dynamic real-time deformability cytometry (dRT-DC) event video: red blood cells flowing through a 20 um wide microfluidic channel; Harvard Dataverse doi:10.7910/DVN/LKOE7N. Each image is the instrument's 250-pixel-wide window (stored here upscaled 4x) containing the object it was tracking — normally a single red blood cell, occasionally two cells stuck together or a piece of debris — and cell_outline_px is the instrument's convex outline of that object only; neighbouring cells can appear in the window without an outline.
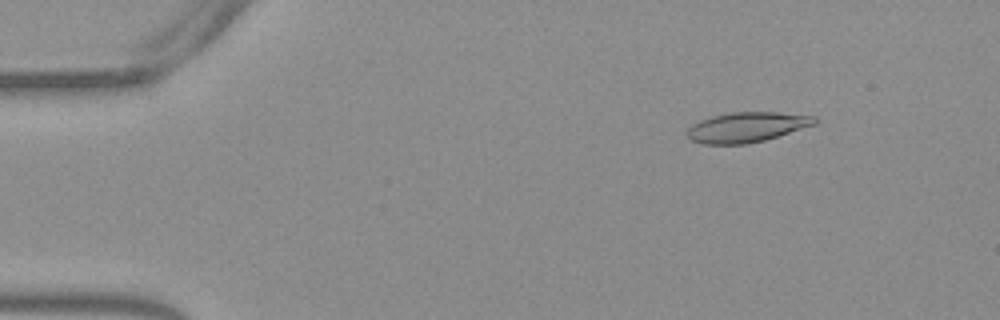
{"species": "Egyptian fruit bat (a non-hibernating species)", "species_latin": "Rousettus aegyptiacus", "temperature_condition": "warm", "stored_images_in_passage": 53, "camera_frame_rate_fps": 3000, "um_per_image_px": 0.085, "frame": {"image": 1, "passage_image": 7, "time_ms": 2.0, "image_size_px": [1000, 320], "cell_outline_px": [[820, 120], [816, 124], [764, 140], [744, 144], [704, 144], [692, 140], [688, 136], [688, 128], [692, 124], [700, 120], [712, 116], [732, 112], [776, 112], [816, 116]], "centroid_in_image_um": [63.5, 10.8], "position_along_channel_um": 21.5, "area_um2": 22.2}}
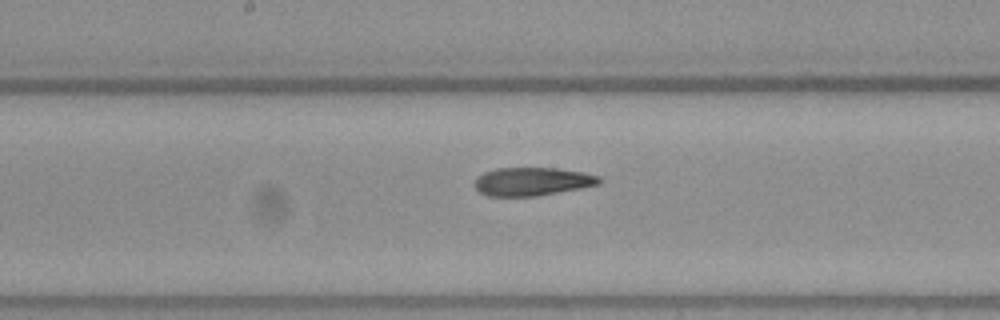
{"frame": {"image": 2, "passage_image": 28, "time_ms": 9.0, "image_size_px": [1000, 320], "cell_outline_px": [[604, 180], [600, 184], [580, 188], [536, 196], [488, 196], [480, 192], [472, 184], [476, 176], [484, 172], [496, 168], [556, 168], [584, 172], [600, 176]], "centroid_in_image_um": [45.23, 15.42], "position_along_channel_um": 203.0, "area_um2": 20.75}}
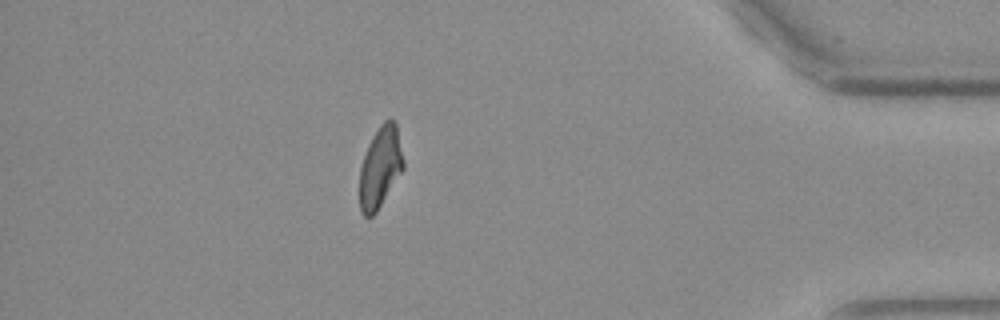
{"frame": {"image": 3, "passage_image": 47, "time_ms": 15.333, "image_size_px": [1000, 320], "cell_outline_px": [[404, 168], [376, 212], [372, 216], [364, 216], [360, 212], [360, 168], [368, 144], [372, 136], [380, 124], [388, 116], [396, 124], [404, 160]], "centroid_in_image_um": [32.32, 14.19], "position_along_channel_um": 402.9, "area_um2": 20.63}, "authors_computed_cell_mechanics": {"area_um2": 21.386, "velocity_mm_per_s": 3.8325, "shape_relaxation_time_tau1_ms": null, "shape_relaxation_time_tau2_ms": 3.713, "deformation_change_tau1": null, "deformation_change_tau2": 0.1266}}